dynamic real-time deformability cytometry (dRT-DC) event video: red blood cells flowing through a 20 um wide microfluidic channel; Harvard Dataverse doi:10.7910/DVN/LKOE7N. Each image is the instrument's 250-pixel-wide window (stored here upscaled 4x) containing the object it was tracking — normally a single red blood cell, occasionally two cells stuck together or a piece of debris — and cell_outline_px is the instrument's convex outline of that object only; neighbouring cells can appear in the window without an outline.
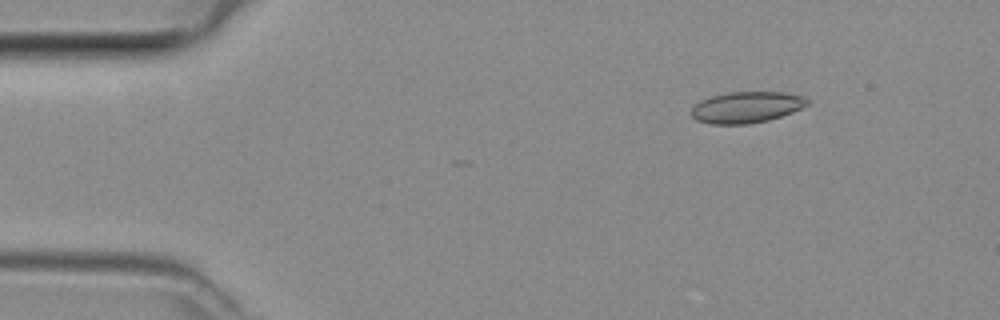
{"species": "common noctule bat (a hibernating species)", "species_latin": "Nyctalus noctula", "temperature_condition": "room temperature", "stored_images_in_passage": 7, "camera_frame_rate_fps": 3000, "um_per_image_px": 0.085, "animal": {"sex": "female", "body_mass_g": 29.2, "forearm_length_mm": 56.3}, "frame": {"image": 1, "passage_image": 1, "time_ms": 0.0, "image_size_px": [1000, 320], "cell_outline_px": [[808, 104], [792, 112], [768, 120], [748, 124], [712, 124], [696, 120], [692, 116], [692, 108], [700, 100], [712, 96], [728, 92], [784, 92], [804, 96], [808, 100]], "centroid_in_image_um": [63.45, 9.11], "position_along_channel_um": 21.6, "area_um2": 20.98}}